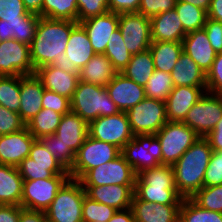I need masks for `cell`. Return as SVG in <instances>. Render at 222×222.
Returning a JSON list of instances; mask_svg holds the SVG:
<instances>
[{
    "instance_id": "50",
    "label": "cell",
    "mask_w": 222,
    "mask_h": 222,
    "mask_svg": "<svg viewBox=\"0 0 222 222\" xmlns=\"http://www.w3.org/2000/svg\"><path fill=\"white\" fill-rule=\"evenodd\" d=\"M177 0H141L138 13L152 18L160 13L173 10Z\"/></svg>"
},
{
    "instance_id": "48",
    "label": "cell",
    "mask_w": 222,
    "mask_h": 222,
    "mask_svg": "<svg viewBox=\"0 0 222 222\" xmlns=\"http://www.w3.org/2000/svg\"><path fill=\"white\" fill-rule=\"evenodd\" d=\"M42 107L52 109L62 115L71 111L69 98L46 89H44L42 97Z\"/></svg>"
},
{
    "instance_id": "23",
    "label": "cell",
    "mask_w": 222,
    "mask_h": 222,
    "mask_svg": "<svg viewBox=\"0 0 222 222\" xmlns=\"http://www.w3.org/2000/svg\"><path fill=\"white\" fill-rule=\"evenodd\" d=\"M181 205H164L150 203L132 197L131 209L134 222H179Z\"/></svg>"
},
{
    "instance_id": "6",
    "label": "cell",
    "mask_w": 222,
    "mask_h": 222,
    "mask_svg": "<svg viewBox=\"0 0 222 222\" xmlns=\"http://www.w3.org/2000/svg\"><path fill=\"white\" fill-rule=\"evenodd\" d=\"M161 144L162 164L173 166L200 137L183 122L167 121L155 134Z\"/></svg>"
},
{
    "instance_id": "7",
    "label": "cell",
    "mask_w": 222,
    "mask_h": 222,
    "mask_svg": "<svg viewBox=\"0 0 222 222\" xmlns=\"http://www.w3.org/2000/svg\"><path fill=\"white\" fill-rule=\"evenodd\" d=\"M121 154L138 175L162 164L161 144L155 134H138L121 149Z\"/></svg>"
},
{
    "instance_id": "45",
    "label": "cell",
    "mask_w": 222,
    "mask_h": 222,
    "mask_svg": "<svg viewBox=\"0 0 222 222\" xmlns=\"http://www.w3.org/2000/svg\"><path fill=\"white\" fill-rule=\"evenodd\" d=\"M78 23L109 11V0H77Z\"/></svg>"
},
{
    "instance_id": "1",
    "label": "cell",
    "mask_w": 222,
    "mask_h": 222,
    "mask_svg": "<svg viewBox=\"0 0 222 222\" xmlns=\"http://www.w3.org/2000/svg\"><path fill=\"white\" fill-rule=\"evenodd\" d=\"M79 23L40 17L30 44V58L34 70L51 65L57 56L65 54L71 31Z\"/></svg>"
},
{
    "instance_id": "28",
    "label": "cell",
    "mask_w": 222,
    "mask_h": 222,
    "mask_svg": "<svg viewBox=\"0 0 222 222\" xmlns=\"http://www.w3.org/2000/svg\"><path fill=\"white\" fill-rule=\"evenodd\" d=\"M40 16L29 13L23 19L0 20V42L14 39L30 45L37 28Z\"/></svg>"
},
{
    "instance_id": "21",
    "label": "cell",
    "mask_w": 222,
    "mask_h": 222,
    "mask_svg": "<svg viewBox=\"0 0 222 222\" xmlns=\"http://www.w3.org/2000/svg\"><path fill=\"white\" fill-rule=\"evenodd\" d=\"M91 200L106 204L116 210H124L131 207L135 185H101L83 186Z\"/></svg>"
},
{
    "instance_id": "16",
    "label": "cell",
    "mask_w": 222,
    "mask_h": 222,
    "mask_svg": "<svg viewBox=\"0 0 222 222\" xmlns=\"http://www.w3.org/2000/svg\"><path fill=\"white\" fill-rule=\"evenodd\" d=\"M35 74L30 58V45L14 39L0 42V76Z\"/></svg>"
},
{
    "instance_id": "11",
    "label": "cell",
    "mask_w": 222,
    "mask_h": 222,
    "mask_svg": "<svg viewBox=\"0 0 222 222\" xmlns=\"http://www.w3.org/2000/svg\"><path fill=\"white\" fill-rule=\"evenodd\" d=\"M94 55L86 31L78 24L71 31L65 54L57 56L51 65L69 73H79Z\"/></svg>"
},
{
    "instance_id": "51",
    "label": "cell",
    "mask_w": 222,
    "mask_h": 222,
    "mask_svg": "<svg viewBox=\"0 0 222 222\" xmlns=\"http://www.w3.org/2000/svg\"><path fill=\"white\" fill-rule=\"evenodd\" d=\"M27 14L22 0H0V20L23 19Z\"/></svg>"
},
{
    "instance_id": "44",
    "label": "cell",
    "mask_w": 222,
    "mask_h": 222,
    "mask_svg": "<svg viewBox=\"0 0 222 222\" xmlns=\"http://www.w3.org/2000/svg\"><path fill=\"white\" fill-rule=\"evenodd\" d=\"M117 210L106 204L91 200L88 196L83 199L82 221L83 222H108Z\"/></svg>"
},
{
    "instance_id": "19",
    "label": "cell",
    "mask_w": 222,
    "mask_h": 222,
    "mask_svg": "<svg viewBox=\"0 0 222 222\" xmlns=\"http://www.w3.org/2000/svg\"><path fill=\"white\" fill-rule=\"evenodd\" d=\"M207 87L176 86L165 101L167 121L183 122Z\"/></svg>"
},
{
    "instance_id": "15",
    "label": "cell",
    "mask_w": 222,
    "mask_h": 222,
    "mask_svg": "<svg viewBox=\"0 0 222 222\" xmlns=\"http://www.w3.org/2000/svg\"><path fill=\"white\" fill-rule=\"evenodd\" d=\"M118 28L131 55L149 49L152 43L150 18L138 12L119 13Z\"/></svg>"
},
{
    "instance_id": "40",
    "label": "cell",
    "mask_w": 222,
    "mask_h": 222,
    "mask_svg": "<svg viewBox=\"0 0 222 222\" xmlns=\"http://www.w3.org/2000/svg\"><path fill=\"white\" fill-rule=\"evenodd\" d=\"M0 105L19 112L20 76H0Z\"/></svg>"
},
{
    "instance_id": "54",
    "label": "cell",
    "mask_w": 222,
    "mask_h": 222,
    "mask_svg": "<svg viewBox=\"0 0 222 222\" xmlns=\"http://www.w3.org/2000/svg\"><path fill=\"white\" fill-rule=\"evenodd\" d=\"M141 0H109V12L131 13L138 12Z\"/></svg>"
},
{
    "instance_id": "43",
    "label": "cell",
    "mask_w": 222,
    "mask_h": 222,
    "mask_svg": "<svg viewBox=\"0 0 222 222\" xmlns=\"http://www.w3.org/2000/svg\"><path fill=\"white\" fill-rule=\"evenodd\" d=\"M191 199L203 209L222 213V185L202 187Z\"/></svg>"
},
{
    "instance_id": "31",
    "label": "cell",
    "mask_w": 222,
    "mask_h": 222,
    "mask_svg": "<svg viewBox=\"0 0 222 222\" xmlns=\"http://www.w3.org/2000/svg\"><path fill=\"white\" fill-rule=\"evenodd\" d=\"M116 73L111 61L104 54H96L79 71V80L105 87Z\"/></svg>"
},
{
    "instance_id": "24",
    "label": "cell",
    "mask_w": 222,
    "mask_h": 222,
    "mask_svg": "<svg viewBox=\"0 0 222 222\" xmlns=\"http://www.w3.org/2000/svg\"><path fill=\"white\" fill-rule=\"evenodd\" d=\"M46 90L72 98L79 81V73H69L53 65H46L35 70Z\"/></svg>"
},
{
    "instance_id": "29",
    "label": "cell",
    "mask_w": 222,
    "mask_h": 222,
    "mask_svg": "<svg viewBox=\"0 0 222 222\" xmlns=\"http://www.w3.org/2000/svg\"><path fill=\"white\" fill-rule=\"evenodd\" d=\"M171 77L174 87H207L206 74L184 51L179 56V60L171 72Z\"/></svg>"
},
{
    "instance_id": "57",
    "label": "cell",
    "mask_w": 222,
    "mask_h": 222,
    "mask_svg": "<svg viewBox=\"0 0 222 222\" xmlns=\"http://www.w3.org/2000/svg\"><path fill=\"white\" fill-rule=\"evenodd\" d=\"M45 211L31 210L20 206L19 222H44Z\"/></svg>"
},
{
    "instance_id": "3",
    "label": "cell",
    "mask_w": 222,
    "mask_h": 222,
    "mask_svg": "<svg viewBox=\"0 0 222 222\" xmlns=\"http://www.w3.org/2000/svg\"><path fill=\"white\" fill-rule=\"evenodd\" d=\"M134 194L141 200L164 205H181L171 165L145 169L136 175Z\"/></svg>"
},
{
    "instance_id": "14",
    "label": "cell",
    "mask_w": 222,
    "mask_h": 222,
    "mask_svg": "<svg viewBox=\"0 0 222 222\" xmlns=\"http://www.w3.org/2000/svg\"><path fill=\"white\" fill-rule=\"evenodd\" d=\"M69 178V175H54L47 179L24 180L21 206L31 210L45 211Z\"/></svg>"
},
{
    "instance_id": "30",
    "label": "cell",
    "mask_w": 222,
    "mask_h": 222,
    "mask_svg": "<svg viewBox=\"0 0 222 222\" xmlns=\"http://www.w3.org/2000/svg\"><path fill=\"white\" fill-rule=\"evenodd\" d=\"M23 181L17 167L0 164V205L21 206Z\"/></svg>"
},
{
    "instance_id": "34",
    "label": "cell",
    "mask_w": 222,
    "mask_h": 222,
    "mask_svg": "<svg viewBox=\"0 0 222 222\" xmlns=\"http://www.w3.org/2000/svg\"><path fill=\"white\" fill-rule=\"evenodd\" d=\"M62 116L52 109L42 108L26 123V127L36 139H40L56 132Z\"/></svg>"
},
{
    "instance_id": "33",
    "label": "cell",
    "mask_w": 222,
    "mask_h": 222,
    "mask_svg": "<svg viewBox=\"0 0 222 222\" xmlns=\"http://www.w3.org/2000/svg\"><path fill=\"white\" fill-rule=\"evenodd\" d=\"M154 70L153 56L151 51L147 49L132 55L131 60L121 73L138 85L145 87Z\"/></svg>"
},
{
    "instance_id": "9",
    "label": "cell",
    "mask_w": 222,
    "mask_h": 222,
    "mask_svg": "<svg viewBox=\"0 0 222 222\" xmlns=\"http://www.w3.org/2000/svg\"><path fill=\"white\" fill-rule=\"evenodd\" d=\"M134 135L156 134L167 122L164 101L145 97L127 112Z\"/></svg>"
},
{
    "instance_id": "25",
    "label": "cell",
    "mask_w": 222,
    "mask_h": 222,
    "mask_svg": "<svg viewBox=\"0 0 222 222\" xmlns=\"http://www.w3.org/2000/svg\"><path fill=\"white\" fill-rule=\"evenodd\" d=\"M182 43L183 51L190 56L205 74H207L211 69L217 53L212 48L205 29L202 28L187 33Z\"/></svg>"
},
{
    "instance_id": "46",
    "label": "cell",
    "mask_w": 222,
    "mask_h": 222,
    "mask_svg": "<svg viewBox=\"0 0 222 222\" xmlns=\"http://www.w3.org/2000/svg\"><path fill=\"white\" fill-rule=\"evenodd\" d=\"M222 185V151H213L204 173L203 187Z\"/></svg>"
},
{
    "instance_id": "61",
    "label": "cell",
    "mask_w": 222,
    "mask_h": 222,
    "mask_svg": "<svg viewBox=\"0 0 222 222\" xmlns=\"http://www.w3.org/2000/svg\"><path fill=\"white\" fill-rule=\"evenodd\" d=\"M182 2L190 3L198 8L208 11L210 7L211 0H177Z\"/></svg>"
},
{
    "instance_id": "55",
    "label": "cell",
    "mask_w": 222,
    "mask_h": 222,
    "mask_svg": "<svg viewBox=\"0 0 222 222\" xmlns=\"http://www.w3.org/2000/svg\"><path fill=\"white\" fill-rule=\"evenodd\" d=\"M20 206L0 205V222H19Z\"/></svg>"
},
{
    "instance_id": "27",
    "label": "cell",
    "mask_w": 222,
    "mask_h": 222,
    "mask_svg": "<svg viewBox=\"0 0 222 222\" xmlns=\"http://www.w3.org/2000/svg\"><path fill=\"white\" fill-rule=\"evenodd\" d=\"M54 134L65 147H69L76 154L89 135L88 123L70 111L62 116Z\"/></svg>"
},
{
    "instance_id": "53",
    "label": "cell",
    "mask_w": 222,
    "mask_h": 222,
    "mask_svg": "<svg viewBox=\"0 0 222 222\" xmlns=\"http://www.w3.org/2000/svg\"><path fill=\"white\" fill-rule=\"evenodd\" d=\"M203 28L215 52L222 53V23L207 18Z\"/></svg>"
},
{
    "instance_id": "38",
    "label": "cell",
    "mask_w": 222,
    "mask_h": 222,
    "mask_svg": "<svg viewBox=\"0 0 222 222\" xmlns=\"http://www.w3.org/2000/svg\"><path fill=\"white\" fill-rule=\"evenodd\" d=\"M179 222H222V213L203 209L191 198H184Z\"/></svg>"
},
{
    "instance_id": "37",
    "label": "cell",
    "mask_w": 222,
    "mask_h": 222,
    "mask_svg": "<svg viewBox=\"0 0 222 222\" xmlns=\"http://www.w3.org/2000/svg\"><path fill=\"white\" fill-rule=\"evenodd\" d=\"M42 17L78 22L77 0H43Z\"/></svg>"
},
{
    "instance_id": "41",
    "label": "cell",
    "mask_w": 222,
    "mask_h": 222,
    "mask_svg": "<svg viewBox=\"0 0 222 222\" xmlns=\"http://www.w3.org/2000/svg\"><path fill=\"white\" fill-rule=\"evenodd\" d=\"M173 88L171 74L155 69L144 87L145 96L165 102Z\"/></svg>"
},
{
    "instance_id": "10",
    "label": "cell",
    "mask_w": 222,
    "mask_h": 222,
    "mask_svg": "<svg viewBox=\"0 0 222 222\" xmlns=\"http://www.w3.org/2000/svg\"><path fill=\"white\" fill-rule=\"evenodd\" d=\"M136 173L122 154L88 170L80 179L82 186L135 185Z\"/></svg>"
},
{
    "instance_id": "22",
    "label": "cell",
    "mask_w": 222,
    "mask_h": 222,
    "mask_svg": "<svg viewBox=\"0 0 222 222\" xmlns=\"http://www.w3.org/2000/svg\"><path fill=\"white\" fill-rule=\"evenodd\" d=\"M44 89L36 74L20 76V107L18 113L25 123L43 108Z\"/></svg>"
},
{
    "instance_id": "32",
    "label": "cell",
    "mask_w": 222,
    "mask_h": 222,
    "mask_svg": "<svg viewBox=\"0 0 222 222\" xmlns=\"http://www.w3.org/2000/svg\"><path fill=\"white\" fill-rule=\"evenodd\" d=\"M149 50L152 53L156 70L171 74L179 56L183 52L182 42H152Z\"/></svg>"
},
{
    "instance_id": "13",
    "label": "cell",
    "mask_w": 222,
    "mask_h": 222,
    "mask_svg": "<svg viewBox=\"0 0 222 222\" xmlns=\"http://www.w3.org/2000/svg\"><path fill=\"white\" fill-rule=\"evenodd\" d=\"M88 133L90 137L114 144L120 149L134 137L128 115L123 111L91 121Z\"/></svg>"
},
{
    "instance_id": "52",
    "label": "cell",
    "mask_w": 222,
    "mask_h": 222,
    "mask_svg": "<svg viewBox=\"0 0 222 222\" xmlns=\"http://www.w3.org/2000/svg\"><path fill=\"white\" fill-rule=\"evenodd\" d=\"M28 157L33 159L35 165L62 166L39 139L33 142Z\"/></svg>"
},
{
    "instance_id": "42",
    "label": "cell",
    "mask_w": 222,
    "mask_h": 222,
    "mask_svg": "<svg viewBox=\"0 0 222 222\" xmlns=\"http://www.w3.org/2000/svg\"><path fill=\"white\" fill-rule=\"evenodd\" d=\"M55 159L69 172L75 161V153L65 147L55 134L39 139Z\"/></svg>"
},
{
    "instance_id": "62",
    "label": "cell",
    "mask_w": 222,
    "mask_h": 222,
    "mask_svg": "<svg viewBox=\"0 0 222 222\" xmlns=\"http://www.w3.org/2000/svg\"><path fill=\"white\" fill-rule=\"evenodd\" d=\"M44 222H54V221H52L49 218L45 217V221Z\"/></svg>"
},
{
    "instance_id": "20",
    "label": "cell",
    "mask_w": 222,
    "mask_h": 222,
    "mask_svg": "<svg viewBox=\"0 0 222 222\" xmlns=\"http://www.w3.org/2000/svg\"><path fill=\"white\" fill-rule=\"evenodd\" d=\"M105 88L117 108L123 112H127L146 97L144 86L138 85L121 72H117Z\"/></svg>"
},
{
    "instance_id": "58",
    "label": "cell",
    "mask_w": 222,
    "mask_h": 222,
    "mask_svg": "<svg viewBox=\"0 0 222 222\" xmlns=\"http://www.w3.org/2000/svg\"><path fill=\"white\" fill-rule=\"evenodd\" d=\"M207 15L208 18L222 23V0H211Z\"/></svg>"
},
{
    "instance_id": "35",
    "label": "cell",
    "mask_w": 222,
    "mask_h": 222,
    "mask_svg": "<svg viewBox=\"0 0 222 222\" xmlns=\"http://www.w3.org/2000/svg\"><path fill=\"white\" fill-rule=\"evenodd\" d=\"M174 9L182 22L186 34L202 29L208 18L206 10L187 2L177 1Z\"/></svg>"
},
{
    "instance_id": "8",
    "label": "cell",
    "mask_w": 222,
    "mask_h": 222,
    "mask_svg": "<svg viewBox=\"0 0 222 222\" xmlns=\"http://www.w3.org/2000/svg\"><path fill=\"white\" fill-rule=\"evenodd\" d=\"M121 154V149L114 144L87 136L75 155V161L69 176L79 180L88 170L107 163Z\"/></svg>"
},
{
    "instance_id": "2",
    "label": "cell",
    "mask_w": 222,
    "mask_h": 222,
    "mask_svg": "<svg viewBox=\"0 0 222 222\" xmlns=\"http://www.w3.org/2000/svg\"><path fill=\"white\" fill-rule=\"evenodd\" d=\"M213 150L205 137L196 142L172 166L178 194L191 198L203 187L204 173Z\"/></svg>"
},
{
    "instance_id": "12",
    "label": "cell",
    "mask_w": 222,
    "mask_h": 222,
    "mask_svg": "<svg viewBox=\"0 0 222 222\" xmlns=\"http://www.w3.org/2000/svg\"><path fill=\"white\" fill-rule=\"evenodd\" d=\"M222 118V95L205 92L188 112L183 123L200 137L208 135Z\"/></svg>"
},
{
    "instance_id": "5",
    "label": "cell",
    "mask_w": 222,
    "mask_h": 222,
    "mask_svg": "<svg viewBox=\"0 0 222 222\" xmlns=\"http://www.w3.org/2000/svg\"><path fill=\"white\" fill-rule=\"evenodd\" d=\"M85 196L81 182L69 178L45 210L46 217L54 222H83L82 206Z\"/></svg>"
},
{
    "instance_id": "26",
    "label": "cell",
    "mask_w": 222,
    "mask_h": 222,
    "mask_svg": "<svg viewBox=\"0 0 222 222\" xmlns=\"http://www.w3.org/2000/svg\"><path fill=\"white\" fill-rule=\"evenodd\" d=\"M150 28L152 42H182L186 36L175 9L150 18Z\"/></svg>"
},
{
    "instance_id": "60",
    "label": "cell",
    "mask_w": 222,
    "mask_h": 222,
    "mask_svg": "<svg viewBox=\"0 0 222 222\" xmlns=\"http://www.w3.org/2000/svg\"><path fill=\"white\" fill-rule=\"evenodd\" d=\"M29 13L42 17L43 0H22Z\"/></svg>"
},
{
    "instance_id": "59",
    "label": "cell",
    "mask_w": 222,
    "mask_h": 222,
    "mask_svg": "<svg viewBox=\"0 0 222 222\" xmlns=\"http://www.w3.org/2000/svg\"><path fill=\"white\" fill-rule=\"evenodd\" d=\"M108 222H134V214L131 207L117 210Z\"/></svg>"
},
{
    "instance_id": "39",
    "label": "cell",
    "mask_w": 222,
    "mask_h": 222,
    "mask_svg": "<svg viewBox=\"0 0 222 222\" xmlns=\"http://www.w3.org/2000/svg\"><path fill=\"white\" fill-rule=\"evenodd\" d=\"M23 180H37L52 178L54 175H69L63 166H40L33 163V159L26 157L18 166Z\"/></svg>"
},
{
    "instance_id": "18",
    "label": "cell",
    "mask_w": 222,
    "mask_h": 222,
    "mask_svg": "<svg viewBox=\"0 0 222 222\" xmlns=\"http://www.w3.org/2000/svg\"><path fill=\"white\" fill-rule=\"evenodd\" d=\"M118 23L119 14L109 11L103 15L94 16L79 22L86 31L93 51L96 54L105 53L107 43L111 34L118 28Z\"/></svg>"
},
{
    "instance_id": "49",
    "label": "cell",
    "mask_w": 222,
    "mask_h": 222,
    "mask_svg": "<svg viewBox=\"0 0 222 222\" xmlns=\"http://www.w3.org/2000/svg\"><path fill=\"white\" fill-rule=\"evenodd\" d=\"M207 92L222 95V53H217L206 74Z\"/></svg>"
},
{
    "instance_id": "36",
    "label": "cell",
    "mask_w": 222,
    "mask_h": 222,
    "mask_svg": "<svg viewBox=\"0 0 222 222\" xmlns=\"http://www.w3.org/2000/svg\"><path fill=\"white\" fill-rule=\"evenodd\" d=\"M104 55L111 61L117 72H122L131 60L132 55L126 48L119 28L111 34Z\"/></svg>"
},
{
    "instance_id": "17",
    "label": "cell",
    "mask_w": 222,
    "mask_h": 222,
    "mask_svg": "<svg viewBox=\"0 0 222 222\" xmlns=\"http://www.w3.org/2000/svg\"><path fill=\"white\" fill-rule=\"evenodd\" d=\"M36 138L27 127L6 135H0V164L17 167L29 156Z\"/></svg>"
},
{
    "instance_id": "47",
    "label": "cell",
    "mask_w": 222,
    "mask_h": 222,
    "mask_svg": "<svg viewBox=\"0 0 222 222\" xmlns=\"http://www.w3.org/2000/svg\"><path fill=\"white\" fill-rule=\"evenodd\" d=\"M26 127L19 113L0 105V135L10 134Z\"/></svg>"
},
{
    "instance_id": "4",
    "label": "cell",
    "mask_w": 222,
    "mask_h": 222,
    "mask_svg": "<svg viewBox=\"0 0 222 222\" xmlns=\"http://www.w3.org/2000/svg\"><path fill=\"white\" fill-rule=\"evenodd\" d=\"M71 111L88 124L99 118L117 114L120 110L105 87L79 80L70 99Z\"/></svg>"
},
{
    "instance_id": "56",
    "label": "cell",
    "mask_w": 222,
    "mask_h": 222,
    "mask_svg": "<svg viewBox=\"0 0 222 222\" xmlns=\"http://www.w3.org/2000/svg\"><path fill=\"white\" fill-rule=\"evenodd\" d=\"M205 138L209 141L213 151H222V118Z\"/></svg>"
}]
</instances>
